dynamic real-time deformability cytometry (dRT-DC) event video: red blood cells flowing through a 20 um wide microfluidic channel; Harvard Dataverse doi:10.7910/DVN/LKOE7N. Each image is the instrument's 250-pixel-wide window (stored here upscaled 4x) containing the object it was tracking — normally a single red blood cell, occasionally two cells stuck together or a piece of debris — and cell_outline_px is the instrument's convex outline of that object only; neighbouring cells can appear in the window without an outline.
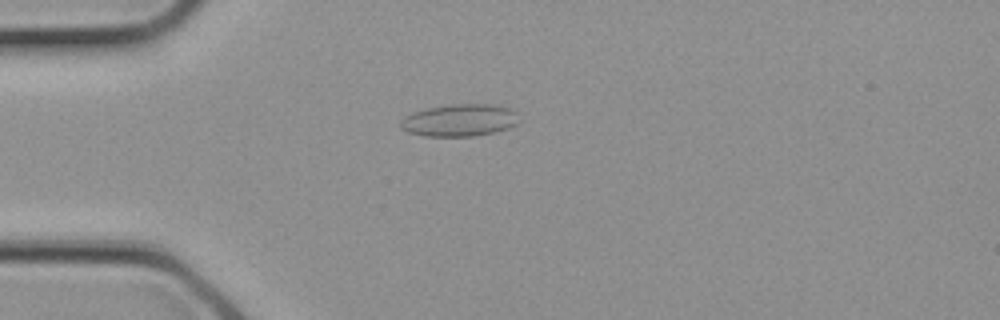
{"species": "common noctule bat (a hibernating species)", "species_latin": "Nyctalus noctula", "temperature_condition": "cold", "stored_images_in_passage": 3, "camera_frame_rate_fps": 3000, "um_per_image_px": 0.085, "animal": {"sex": "female", "body_mass_g": 21.9}, "frame": {"image": 1, "passage_image": 3, "time_ms": 0.667, "image_size_px": [1000, 320], "cell_outline_px": [[516, 124], [508, 128], [492, 132], [472, 136], [424, 136], [408, 132], [400, 128], [400, 120], [404, 116], [412, 112], [428, 108], [452, 104], [496, 104], [512, 108], [516, 112]], "centroid_in_image_um": [39.03, 10.21], "position_along_channel_um": 46.0, "area_um2": 22.25}}